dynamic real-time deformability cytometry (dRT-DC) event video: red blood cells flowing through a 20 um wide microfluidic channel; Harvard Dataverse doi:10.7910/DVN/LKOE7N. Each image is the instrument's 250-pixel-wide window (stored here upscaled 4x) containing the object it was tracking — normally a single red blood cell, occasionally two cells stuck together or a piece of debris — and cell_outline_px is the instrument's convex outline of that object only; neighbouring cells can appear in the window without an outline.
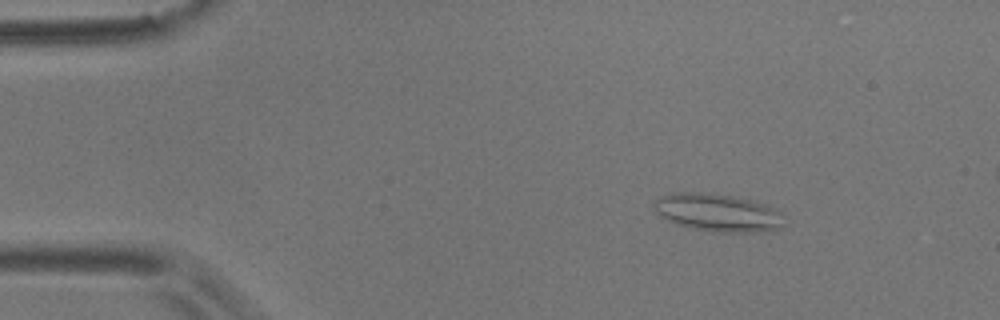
{"species": "common noctule bat (a hibernating species)", "species_latin": "Nyctalus noctula", "temperature_condition": "room temperature", "stored_images_in_passage": 4, "camera_frame_rate_fps": 3000, "um_per_image_px": 0.085, "animal": {"sex": "male", "body_mass_g": 17.9}, "frame": {"image": 1, "passage_image": 1, "time_ms": 0.0, "image_size_px": [1000, 320], "cell_outline_px": [[784, 228], [756, 232], [712, 232], [692, 228], [676, 224], [664, 220], [652, 208], [652, 204], [660, 196], [672, 192], [704, 192], [732, 196], [756, 200], [776, 208], [780, 212]], "centroid_in_image_um": [60.98, 18.07], "position_along_channel_um": 24.0, "area_um2": 29.19}}